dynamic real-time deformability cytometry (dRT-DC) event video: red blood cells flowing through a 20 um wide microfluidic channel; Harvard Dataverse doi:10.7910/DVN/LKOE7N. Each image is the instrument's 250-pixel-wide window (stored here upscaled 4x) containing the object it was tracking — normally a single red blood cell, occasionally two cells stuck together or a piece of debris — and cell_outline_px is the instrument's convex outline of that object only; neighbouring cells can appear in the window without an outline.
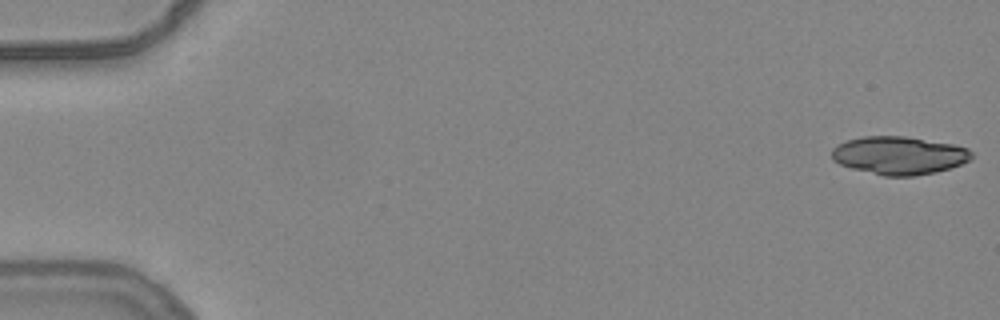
{"species": "common noctule bat (a hibernating species)", "species_latin": "Nyctalus noctula", "temperature_condition": "warm", "stored_images_in_passage": 36, "camera_frame_rate_fps": 3000, "um_per_image_px": 0.085, "animal": {"sex": "female", "body_mass_g": 24.6, "forearm_length_mm": 56.2}, "frame": {"image": 1, "passage_image": 1, "time_ms": 0.0, "image_size_px": [1000, 320], "cell_outline_px": [[972, 160], [936, 172], [912, 176], [884, 176], [852, 168], [840, 164], [832, 160], [832, 148], [836, 144], [848, 140], [864, 136], [904, 136], [952, 144], [968, 148], [972, 152]], "centroid_in_image_um": [76.41, 13.21], "position_along_channel_um": 8.6, "area_um2": 30.92}}
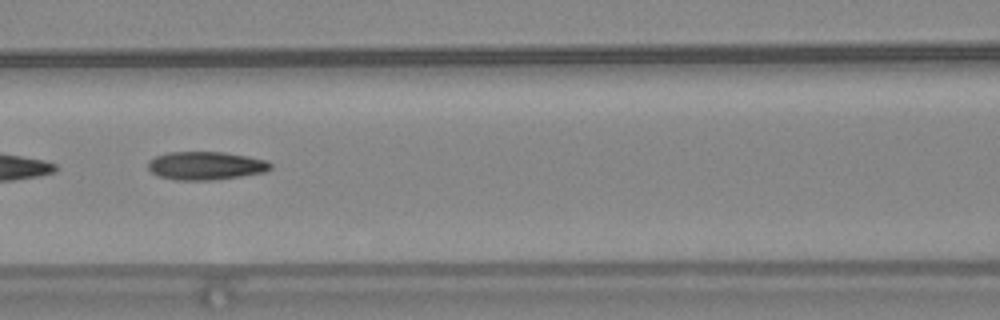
{"frame": {"image": 2, "passage_image": 25, "time_ms": 8.0, "image_size_px": [1000, 320], "cell_outline_px": [[272, 168], [264, 172], [240, 176], [212, 180], [176, 180], [160, 176], [152, 172], [148, 168], [148, 160], [156, 156], [168, 152], [224, 152], [248, 156], [268, 160], [272, 164]], "centroid_in_image_um": [17.5, 14.07], "position_along_channel_um": 149.1, "area_um2": 20.17}}